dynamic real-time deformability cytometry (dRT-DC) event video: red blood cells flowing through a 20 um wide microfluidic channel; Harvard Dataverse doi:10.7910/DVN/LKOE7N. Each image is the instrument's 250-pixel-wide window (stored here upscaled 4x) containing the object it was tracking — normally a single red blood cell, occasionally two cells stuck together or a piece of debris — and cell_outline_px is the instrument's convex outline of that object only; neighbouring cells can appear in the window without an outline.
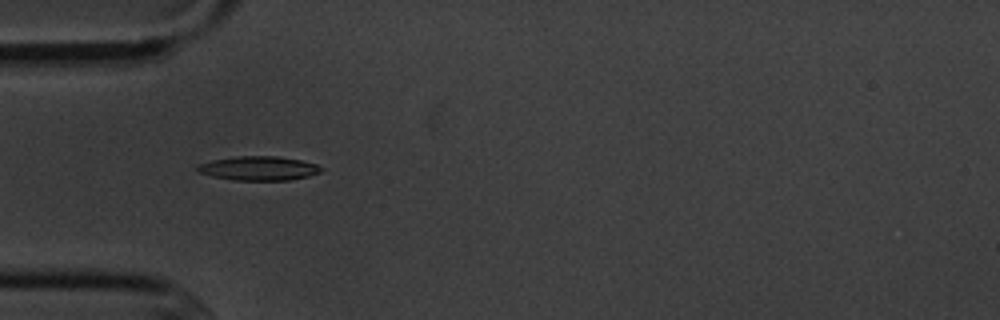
{"species": "common noctule bat (a hibernating species)", "species_latin": "Nyctalus noctula", "temperature_condition": "cold", "stored_images_in_passage": 6, "camera_frame_rate_fps": 3000, "um_per_image_px": 0.085, "animal": {"sex": "male", "body_mass_g": 20.1, "forearm_length_mm": 53.5}, "frame": {"image": 1, "passage_image": 5, "time_ms": 4.667, "image_size_px": [1000, 320], "cell_outline_px": [[324, 168], [320, 172], [308, 176], [288, 180], [236, 180], [212, 176], [200, 172], [196, 168], [196, 164], [212, 160], [236, 156], [276, 156], [300, 160], [316, 164]], "centroid_in_image_um": [21.98, 14.3], "position_along_channel_um": 63.0, "area_um2": 17.28}}
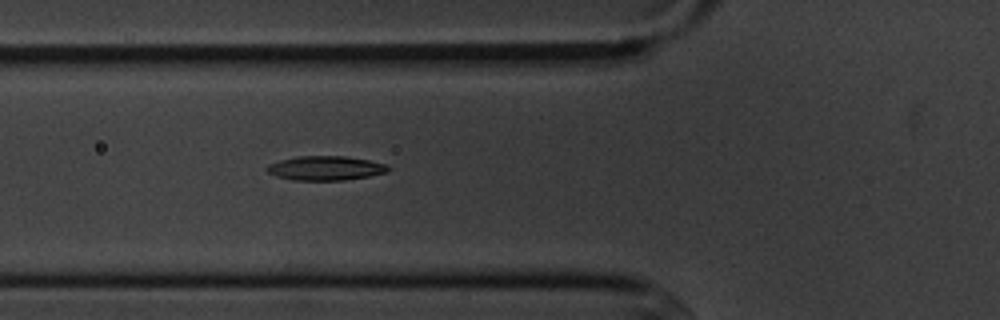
{"frame": {"image": 2, "passage_image": 6, "time_ms": 5.667, "image_size_px": [1000, 320], "cell_outline_px": [[392, 168], [384, 172], [368, 176], [344, 180], [292, 180], [276, 176], [268, 172], [264, 168], [268, 164], [280, 160], [296, 156], [348, 156], [388, 164]], "centroid_in_image_um": [27.65, 14.28], "position_along_channel_um": 98.2, "area_um2": 17.22}}